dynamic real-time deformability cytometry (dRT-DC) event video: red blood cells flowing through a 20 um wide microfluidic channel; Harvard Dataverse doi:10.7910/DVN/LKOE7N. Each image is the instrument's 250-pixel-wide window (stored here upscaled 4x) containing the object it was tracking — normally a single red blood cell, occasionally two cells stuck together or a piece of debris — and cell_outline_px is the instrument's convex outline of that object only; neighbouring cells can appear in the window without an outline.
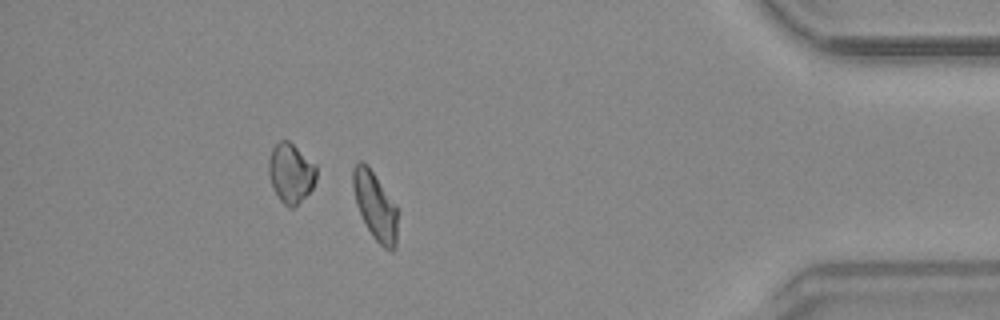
{"species": "common noctule bat (a hibernating species)", "species_latin": "Nyctalus noctula", "temperature_condition": "warm", "stored_images_in_passage": 45, "camera_frame_rate_fps": 3000, "um_per_image_px": 0.085, "animal": {"sex": "male", "body_mass_g": 20.4}, "frame": {"image": 1, "passage_image": 39, "time_ms": 12.667, "image_size_px": [1000, 320], "cell_outline_px": [[396, 248], [392, 252], [384, 248], [372, 236], [356, 204], [352, 188], [352, 168], [360, 160], [368, 164], [396, 204]], "centroid_in_image_um": [31.87, 17.46], "position_along_channel_um": 403.3, "area_um2": 17.69}, "authors_computed_cell_mechanics": {"area_um2": 17.8602, "velocity_mm_per_s": 3.8, "shape_relaxation_time_tau1_ms": null, "shape_relaxation_time_tau2_ms": 4.9487, "deformation_change_tau1": null, "deformation_change_tau2": 0.0955}}